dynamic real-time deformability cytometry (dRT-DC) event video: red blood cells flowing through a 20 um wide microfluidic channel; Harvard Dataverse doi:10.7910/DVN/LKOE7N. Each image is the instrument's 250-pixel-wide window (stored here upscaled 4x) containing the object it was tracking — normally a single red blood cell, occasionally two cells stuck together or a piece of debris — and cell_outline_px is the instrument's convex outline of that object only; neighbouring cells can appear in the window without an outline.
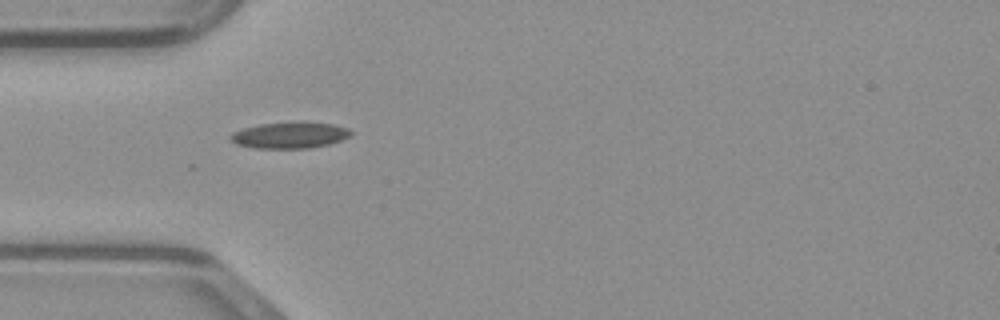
{"species": "common noctule bat (a hibernating species)", "species_latin": "Nyctalus noctula", "temperature_condition": "warm", "stored_images_in_passage": 35, "camera_frame_rate_fps": 3000, "um_per_image_px": 0.085, "animal": {"sex": "male", "body_mass_g": 23.1, "forearm_length_mm": 52.7}, "frame": {"image": 1, "passage_image": 1, "time_ms": 0.0, "image_size_px": [1000, 320], "cell_outline_px": [[352, 132], [348, 136], [340, 140], [328, 144], [312, 148], [252, 148], [236, 144], [228, 136], [232, 132], [244, 128], [260, 124], [300, 120], [304, 120], [336, 124], [348, 128]], "centroid_in_image_um": [24.64, 11.46], "position_along_channel_um": 60.4, "area_um2": 18.84}}
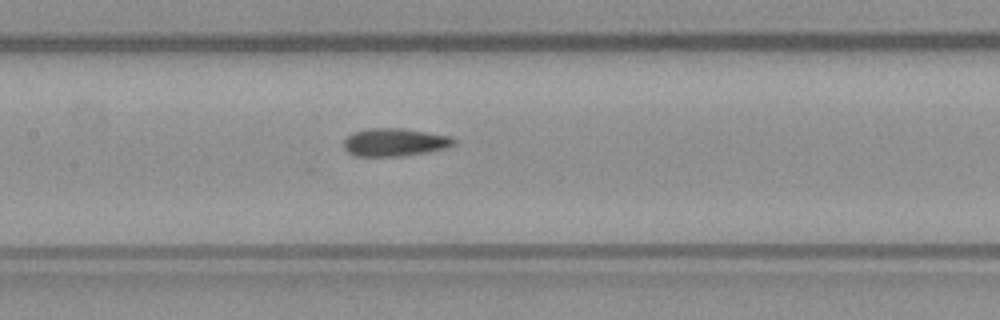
{"frame": {"image": 2, "passage_image": 9, "time_ms": 2.667, "image_size_px": [1000, 320], "cell_outline_px": [[456, 144], [448, 148], [428, 152], [400, 156], [356, 156], [348, 152], [344, 148], [344, 140], [352, 132], [372, 128], [400, 128], [452, 136], [456, 140]], "centroid_in_image_um": [33.58, 12.09], "position_along_channel_um": 173.8, "area_um2": 17.98}}
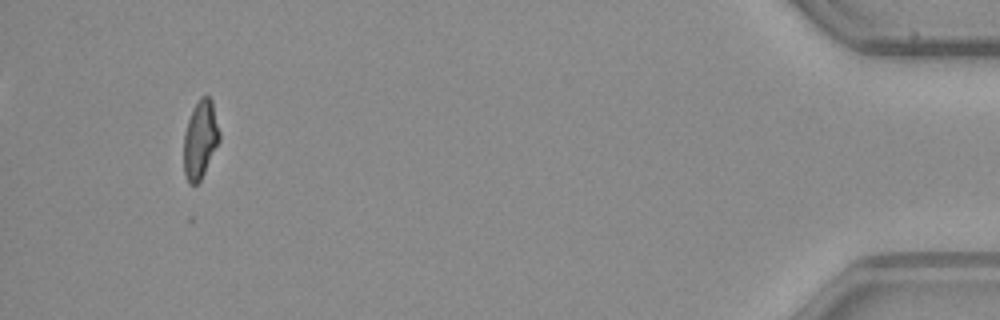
{"frame": {"image": 3, "passage_image": 32, "time_ms": 10.333, "image_size_px": [1000, 320], "cell_outline_px": [[220, 140], [200, 180], [196, 184], [188, 184], [184, 172], [184, 132], [188, 120], [200, 96], [208, 96], [212, 100], [220, 132]], "centroid_in_image_um": [17.02, 11.85], "position_along_channel_um": 418.2, "area_um2": 16.07}}